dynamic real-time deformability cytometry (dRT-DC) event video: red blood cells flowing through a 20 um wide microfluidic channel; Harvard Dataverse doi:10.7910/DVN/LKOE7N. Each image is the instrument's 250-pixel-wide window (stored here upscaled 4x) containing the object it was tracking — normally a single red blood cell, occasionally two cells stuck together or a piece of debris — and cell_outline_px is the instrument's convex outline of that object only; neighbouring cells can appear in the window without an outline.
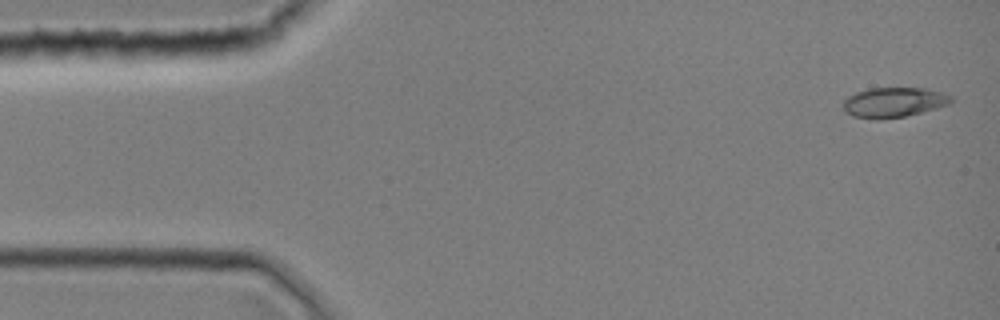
{"species": "common noctule bat (a hibernating species)", "species_latin": "Nyctalus noctula", "temperature_condition": "room temperature", "stored_images_in_passage": 4, "camera_frame_rate_fps": 3000, "um_per_image_px": 0.085, "animal": {"sex": "female", "body_mass_g": 19.0, "forearm_length_mm": 51.5}, "frame": {"image": 1, "passage_image": 1, "time_ms": 0.0, "image_size_px": [1000, 320], "cell_outline_px": [[952, 100], [948, 104], [936, 108], [904, 116], [880, 120], [876, 120], [852, 116], [844, 112], [844, 100], [848, 96], [856, 92], [868, 88], [924, 88], [940, 92], [952, 96]], "centroid_in_image_um": [75.92, 8.7], "position_along_channel_um": 9.1, "area_um2": 18.79}}